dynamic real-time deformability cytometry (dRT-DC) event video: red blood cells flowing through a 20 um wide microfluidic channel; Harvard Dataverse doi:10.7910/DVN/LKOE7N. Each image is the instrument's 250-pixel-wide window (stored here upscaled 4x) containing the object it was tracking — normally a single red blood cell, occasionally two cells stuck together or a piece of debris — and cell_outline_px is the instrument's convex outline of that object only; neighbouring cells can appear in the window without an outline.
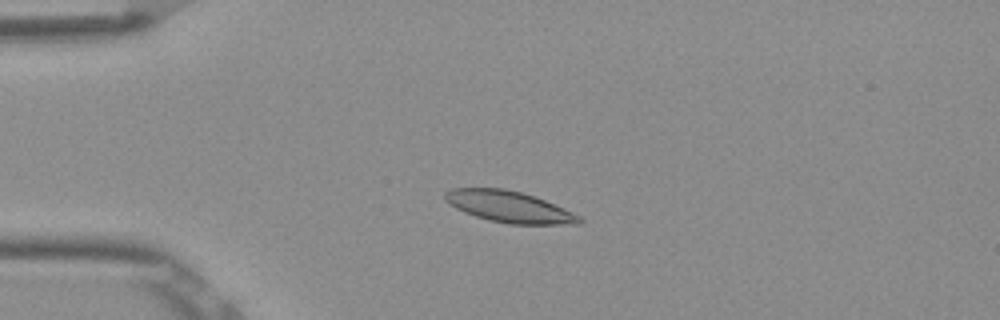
{"species": "Egyptian fruit bat (a non-hibernating species)", "species_latin": "Rousettus aegyptiacus", "temperature_condition": "room temperature", "stored_images_in_passage": 5, "camera_frame_rate_fps": 3000, "um_per_image_px": 0.085, "frame": {"image": 1, "passage_image": 4, "time_ms": 1.0, "image_size_px": [1000, 320], "cell_outline_px": [[584, 220], [580, 224], [508, 224], [488, 220], [464, 212], [448, 204], [444, 200], [444, 192], [452, 188], [504, 188], [520, 192], [544, 200], [572, 212], [580, 216]], "centroid_in_image_um": [43.24, 17.58], "position_along_channel_um": 41.8, "area_um2": 24.45}}